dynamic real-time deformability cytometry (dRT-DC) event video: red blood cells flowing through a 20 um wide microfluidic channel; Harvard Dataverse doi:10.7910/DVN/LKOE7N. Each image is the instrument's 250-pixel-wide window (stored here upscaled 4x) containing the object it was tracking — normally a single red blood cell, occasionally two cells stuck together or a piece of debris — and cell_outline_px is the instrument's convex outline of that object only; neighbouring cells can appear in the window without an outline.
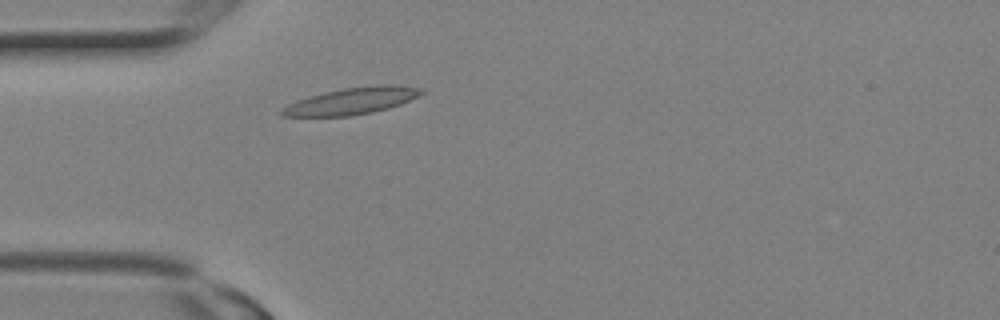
{"species": "Egyptian fruit bat (a non-hibernating species)", "species_latin": "Rousettus aegyptiacus", "temperature_condition": "room temperature", "stored_images_in_passage": 9, "camera_frame_rate_fps": 3000, "um_per_image_px": 0.085, "animal": {"sex": "female"}, "frame": {"image": 1, "passage_image": 4, "time_ms": 1.0, "image_size_px": [1000, 320], "cell_outline_px": [[428, 92], [420, 96], [400, 104], [388, 108], [372, 112], [352, 116], [280, 116], [280, 112], [288, 104], [296, 100], [308, 96], [324, 92], [344, 88], [380, 84], [396, 84], [424, 88]], "centroid_in_image_um": [29.98, 8.56], "position_along_channel_um": 55.0, "area_um2": 22.02}}
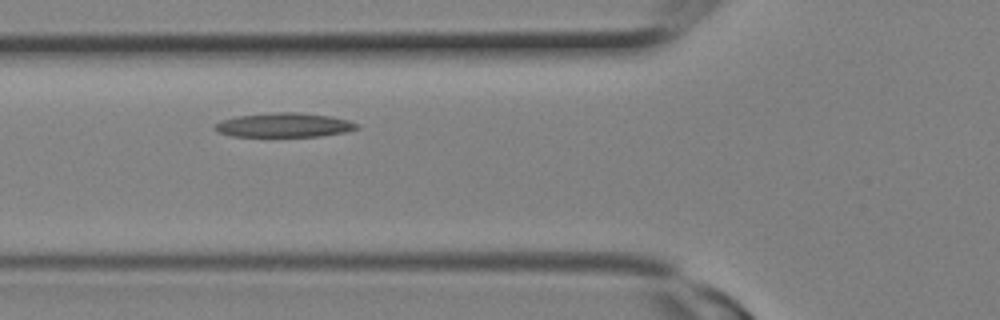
{"frame": {"image": 2, "passage_image": 6, "time_ms": 1.667, "image_size_px": [1000, 320], "cell_outline_px": [[360, 128], [344, 132], [320, 136], [232, 136], [220, 132], [212, 128], [216, 124], [224, 120], [236, 116], [276, 112], [296, 112], [332, 116], [348, 120], [360, 124]], "centroid_in_image_um": [24.2, 10.62], "position_along_channel_um": 101.6, "area_um2": 19.94}}
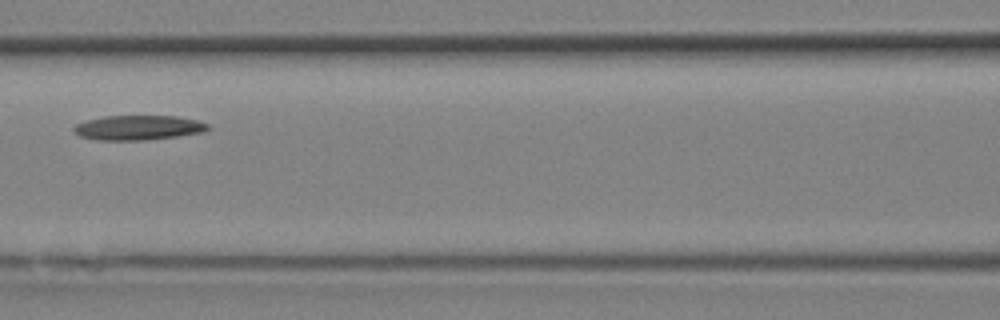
{"frame": {"image": 3, "passage_image": 8, "time_ms": 2.333, "image_size_px": [1000, 320], "cell_outline_px": [[212, 128], [204, 132], [176, 136], [144, 140], [96, 140], [80, 136], [72, 128], [76, 124], [88, 120], [104, 116], [176, 116], [196, 120], [208, 124]], "centroid_in_image_um": [11.77, 10.85], "position_along_channel_um": 154.8, "area_um2": 19.19}}